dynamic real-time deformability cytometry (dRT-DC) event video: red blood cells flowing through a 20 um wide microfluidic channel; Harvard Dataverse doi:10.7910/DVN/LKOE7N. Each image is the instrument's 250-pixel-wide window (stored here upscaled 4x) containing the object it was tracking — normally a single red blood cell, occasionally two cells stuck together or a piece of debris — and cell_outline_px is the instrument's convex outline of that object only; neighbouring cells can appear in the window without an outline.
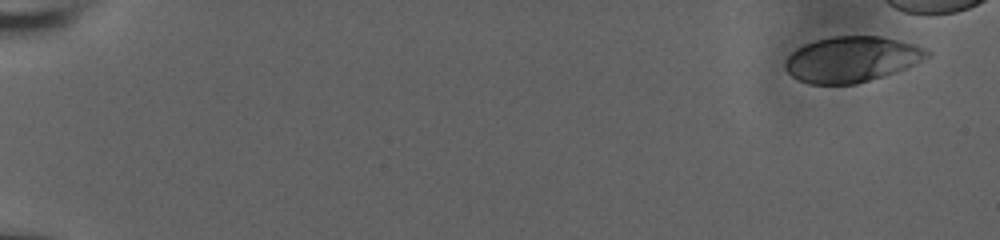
{"species": "human", "species_latin": "Homo sapiens", "temperature_condition": "room temperature", "stored_images_in_passage": 13, "segment_of_instrument_passage": [1, 2], "camera_frame_rate_fps": 3000, "um_per_image_px": 0.085, "donor": {"sex": "male"}, "frame": {"image": 1, "passage_image": 1, "time_ms": 0.0, "image_size_px": [1000, 240], "cell_outline_px": [[932, 56], [904, 68], [856, 84], [808, 84], [792, 76], [784, 68], [784, 60], [796, 48], [804, 44], [816, 40], [832, 36], [880, 36], [900, 40], [924, 48], [932, 52]], "centroid_in_image_um": [72.37, 5.03], "position_along_channel_um": 12.6, "area_um2": 37.57}}
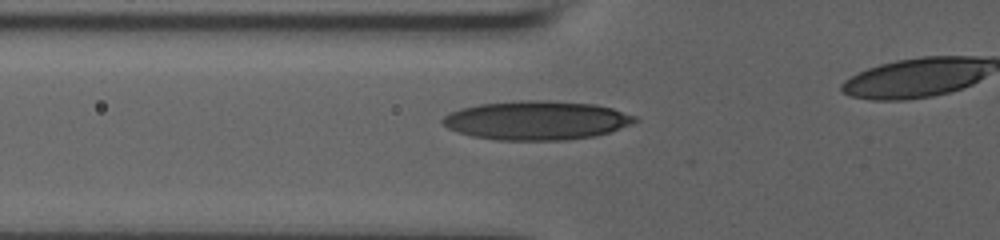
{"frame": {"image": 2, "passage_image": 10, "time_ms": 3.0, "image_size_px": [1000, 240], "cell_outline_px": [[640, 120], [632, 124], [608, 132], [592, 136], [568, 140], [496, 140], [472, 136], [448, 128], [440, 120], [444, 116], [460, 108], [480, 104], [520, 100], [536, 100], [596, 104], [612, 108], [636, 116]], "centroid_in_image_um": [45.62, 10.23], "position_along_channel_um": 80.2, "area_um2": 43.47}}
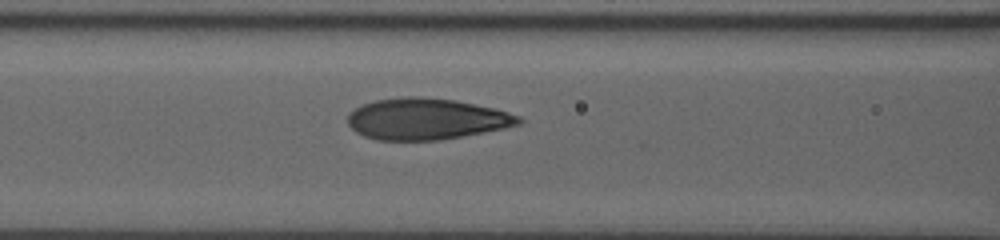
{"frame": {"image": 3, "passage_image": 12, "time_ms": 3.667, "image_size_px": [1000, 240], "cell_outline_px": [[524, 120], [520, 124], [504, 128], [440, 140], [376, 140], [364, 136], [356, 132], [348, 124], [348, 112], [364, 104], [376, 100], [404, 96], [420, 96], [456, 100], [492, 108], [508, 112], [520, 116]], "centroid_in_image_um": [36.22, 10.11], "position_along_channel_um": 130.4, "area_um2": 41.1}}